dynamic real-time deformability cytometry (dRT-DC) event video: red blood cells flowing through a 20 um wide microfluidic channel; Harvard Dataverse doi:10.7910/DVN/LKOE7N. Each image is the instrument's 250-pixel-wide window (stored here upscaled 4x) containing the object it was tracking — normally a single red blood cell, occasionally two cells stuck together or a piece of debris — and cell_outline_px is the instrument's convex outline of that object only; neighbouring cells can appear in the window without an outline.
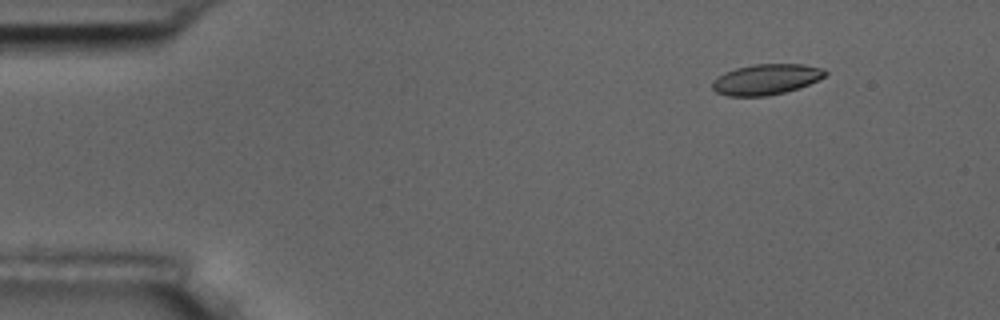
{"species": "common noctule bat (a hibernating species)", "species_latin": "Nyctalus noctula", "temperature_condition": "room temperature", "stored_images_in_passage": 4, "camera_frame_rate_fps": 3000, "um_per_image_px": 0.085, "animal": {"sex": "male", "body_mass_g": 17.5, "forearm_length_mm": 52.3}, "frame": {"image": 1, "passage_image": 2, "time_ms": 1.333, "image_size_px": [1000, 320], "cell_outline_px": [[828, 72], [824, 76], [800, 88], [768, 96], [728, 96], [716, 92], [712, 88], [712, 80], [724, 72], [736, 68], [752, 64], [804, 64], [820, 68]], "centroid_in_image_um": [65.08, 6.75], "position_along_channel_um": 19.9, "area_um2": 20.11}}
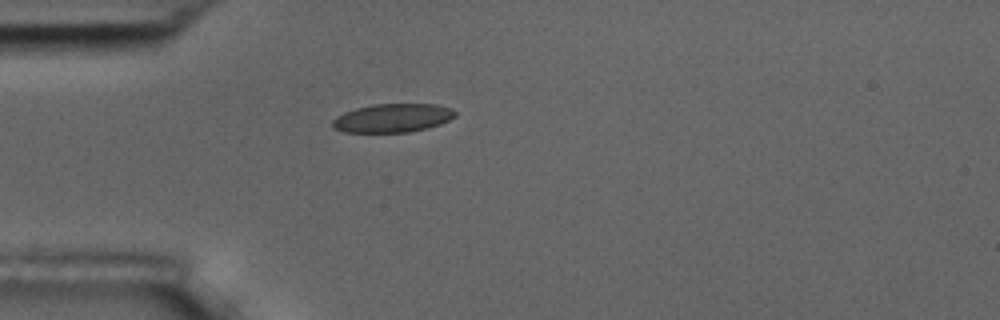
{"frame": {"image": 2, "passage_image": 4, "time_ms": 4.333, "image_size_px": [1000, 320], "cell_outline_px": [[456, 116], [440, 124], [428, 128], [408, 132], [344, 132], [332, 128], [332, 120], [336, 116], [344, 112], [356, 108], [372, 104], [436, 104], [452, 108], [456, 112]], "centroid_in_image_um": [33.36, 10.03], "position_along_channel_um": 51.6, "area_um2": 20.58}}